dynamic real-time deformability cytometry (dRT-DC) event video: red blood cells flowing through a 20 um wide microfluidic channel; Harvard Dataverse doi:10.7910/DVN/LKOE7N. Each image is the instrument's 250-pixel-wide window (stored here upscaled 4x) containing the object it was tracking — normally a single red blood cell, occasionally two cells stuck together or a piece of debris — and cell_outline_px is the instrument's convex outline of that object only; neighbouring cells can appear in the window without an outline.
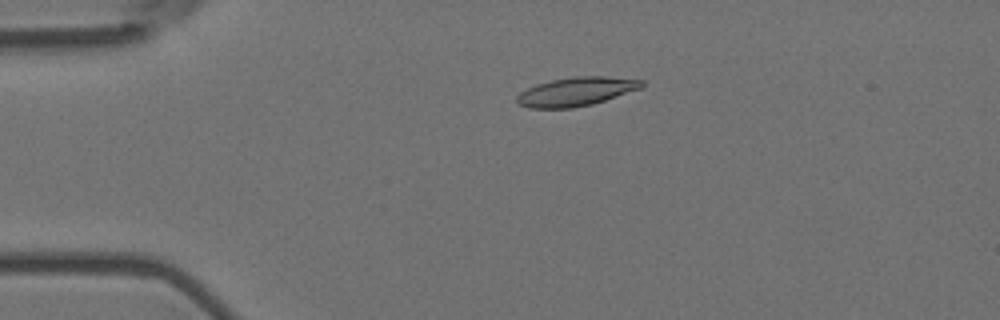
{"species": "Egyptian fruit bat (a non-hibernating species)", "species_latin": "Rousettus aegyptiacus", "temperature_condition": "room temperature", "stored_images_in_passage": 55, "camera_frame_rate_fps": 3000, "um_per_image_px": 0.085, "animal": {"sex": "female"}, "frame": {"image": 1, "passage_image": 12, "time_ms": 3.667, "image_size_px": [1000, 320], "cell_outline_px": [[644, 84], [640, 88], [592, 104], [572, 108], [528, 108], [516, 104], [516, 96], [520, 92], [536, 84], [552, 80], [576, 76], [604, 76], [644, 80]], "centroid_in_image_um": [48.92, 7.79], "position_along_channel_um": 36.1, "area_um2": 20.81}}
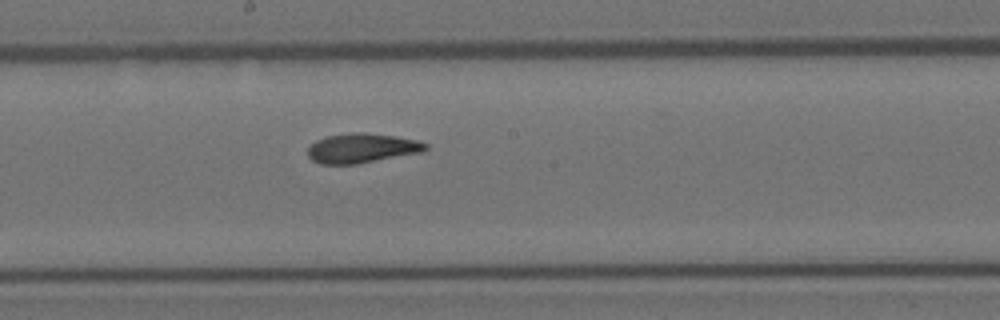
{"frame": {"image": 2, "passage_image": 30, "time_ms": 9.667, "image_size_px": [1000, 320], "cell_outline_px": [[428, 148], [424, 152], [356, 164], [320, 164], [312, 160], [308, 156], [308, 148], [316, 140], [328, 136], [352, 132], [364, 132], [392, 136], [416, 140], [428, 144]], "centroid_in_image_um": [30.76, 12.6], "position_along_channel_um": 217.4, "area_um2": 20.23}}
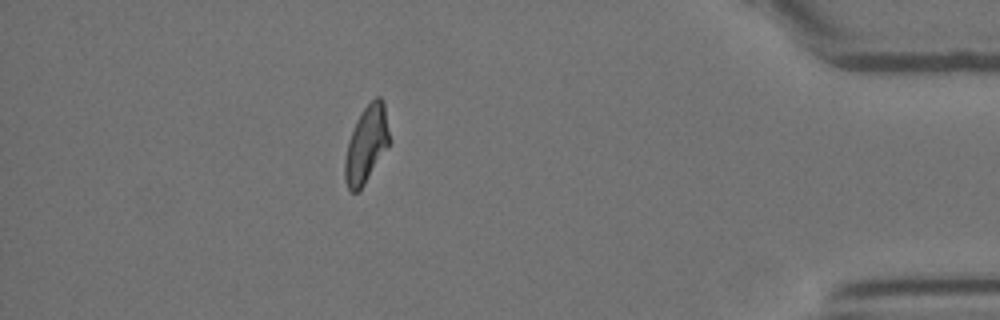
{"frame": {"image": 3, "passage_image": 49, "time_ms": 16.0, "image_size_px": [1000, 320], "cell_outline_px": [[388, 144], [364, 184], [356, 192], [352, 192], [348, 188], [344, 180], [344, 160], [348, 140], [356, 120], [360, 112], [376, 96], [380, 96], [384, 100], [388, 132]], "centroid_in_image_um": [31.09, 12.24], "position_along_channel_um": 404.1, "area_um2": 19.48}, "authors_computed_cell_mechanics": {"area_um2": 20.1722, "velocity_mm_per_s": 3.6545, "shape_relaxation_time_tau1_ms": 10.2358, "shape_relaxation_time_tau2_ms": 2.1573, "deformation_change_tau1": 0.2565, "deformation_change_tau2": 0.0928}}